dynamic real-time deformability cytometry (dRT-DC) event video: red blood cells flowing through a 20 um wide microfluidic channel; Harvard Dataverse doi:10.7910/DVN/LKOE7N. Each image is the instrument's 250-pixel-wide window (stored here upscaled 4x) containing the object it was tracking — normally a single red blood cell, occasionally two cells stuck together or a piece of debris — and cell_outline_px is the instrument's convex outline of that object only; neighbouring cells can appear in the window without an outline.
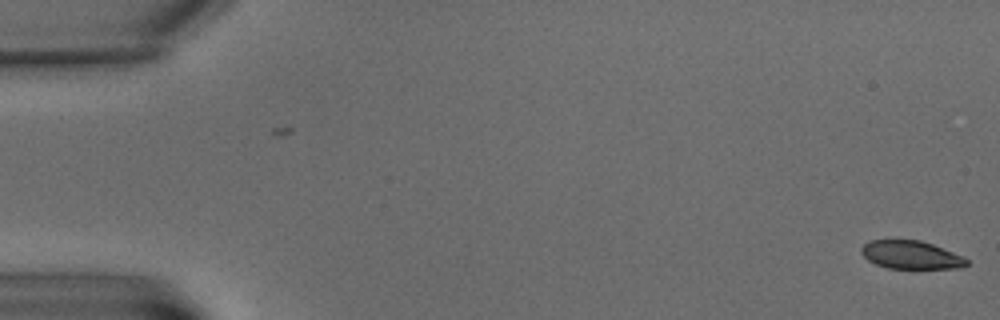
{"species": "common noctule bat (a hibernating species)", "species_latin": "Nyctalus noctula", "temperature_condition": "warm", "stored_images_in_passage": 2, "camera_frame_rate_fps": 3000, "um_per_image_px": 0.085, "animal": {"sex": "male", "body_mass_g": 15.6}, "frame": {"image": 1, "passage_image": 2, "time_ms": 1.333, "image_size_px": [1000, 320], "cell_outline_px": [[968, 264], [960, 268], [888, 268], [876, 264], [868, 260], [860, 252], [860, 248], [868, 240], [920, 240], [932, 244], [964, 256], [968, 260]], "centroid_in_image_um": [77.42, 21.66], "position_along_channel_um": 7.6, "area_um2": 17.28}}